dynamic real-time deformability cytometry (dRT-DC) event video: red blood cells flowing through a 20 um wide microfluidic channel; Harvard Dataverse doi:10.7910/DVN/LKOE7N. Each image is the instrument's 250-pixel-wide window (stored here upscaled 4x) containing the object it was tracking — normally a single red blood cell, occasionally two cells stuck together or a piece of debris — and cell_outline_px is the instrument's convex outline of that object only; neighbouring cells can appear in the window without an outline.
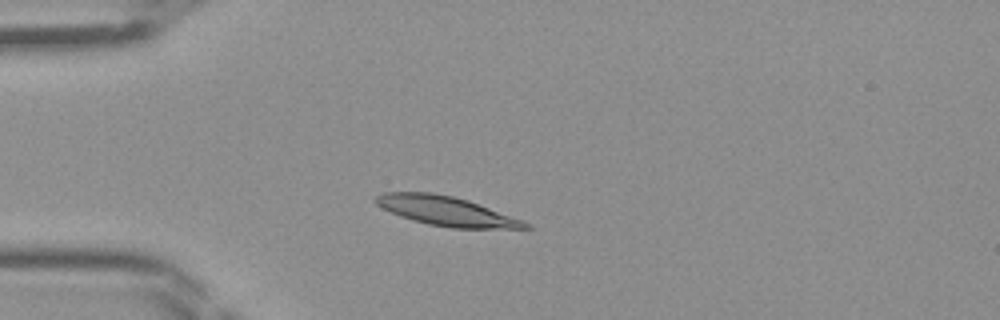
{"species": "Egyptian fruit bat (a non-hibernating species)", "species_latin": "Rousettus aegyptiacus", "temperature_condition": "room temperature", "stored_images_in_passage": 32, "camera_frame_rate_fps": 3000, "um_per_image_px": 0.085, "frame": {"image": 1, "passage_image": 8, "time_ms": 2.333, "image_size_px": [1000, 320], "cell_outline_px": [[532, 228], [452, 228], [428, 224], [412, 220], [400, 216], [376, 204], [376, 196], [384, 192], [432, 192], [452, 196], [468, 200], [524, 220], [532, 224]], "centroid_in_image_um": [37.98, 17.94], "position_along_channel_um": 47.0, "area_um2": 25.43}}
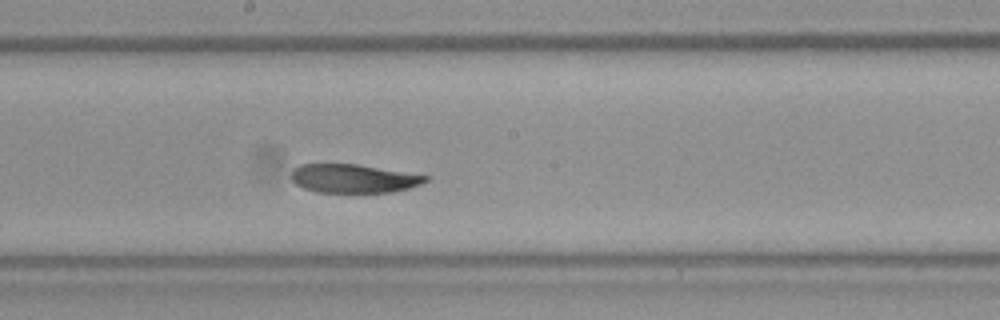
{"frame": {"image": 2, "passage_image": 21, "time_ms": 6.667, "image_size_px": [1000, 320], "cell_outline_px": [[428, 180], [420, 184], [408, 188], [392, 192], [316, 192], [304, 188], [296, 184], [292, 180], [292, 172], [300, 164], [356, 164], [428, 176]], "centroid_in_image_um": [30.03, 15.17], "position_along_channel_um": 218.2, "area_um2": 22.02}}
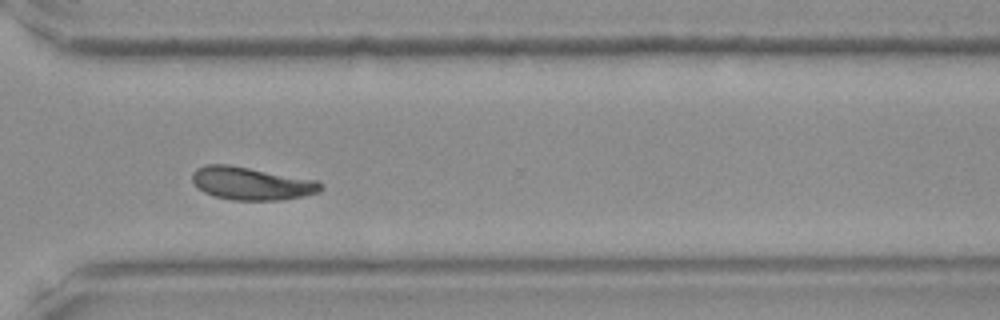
{"frame": {"image": 3, "passage_image": 30, "time_ms": 9.667, "image_size_px": [1000, 320], "cell_outline_px": [[324, 188], [320, 192], [304, 196], [280, 200], [232, 200], [212, 196], [204, 192], [192, 180], [192, 172], [196, 168], [208, 164], [228, 164], [316, 180]], "centroid_in_image_um": [21.36, 15.6], "position_along_channel_um": 349.2, "area_um2": 24.57}}